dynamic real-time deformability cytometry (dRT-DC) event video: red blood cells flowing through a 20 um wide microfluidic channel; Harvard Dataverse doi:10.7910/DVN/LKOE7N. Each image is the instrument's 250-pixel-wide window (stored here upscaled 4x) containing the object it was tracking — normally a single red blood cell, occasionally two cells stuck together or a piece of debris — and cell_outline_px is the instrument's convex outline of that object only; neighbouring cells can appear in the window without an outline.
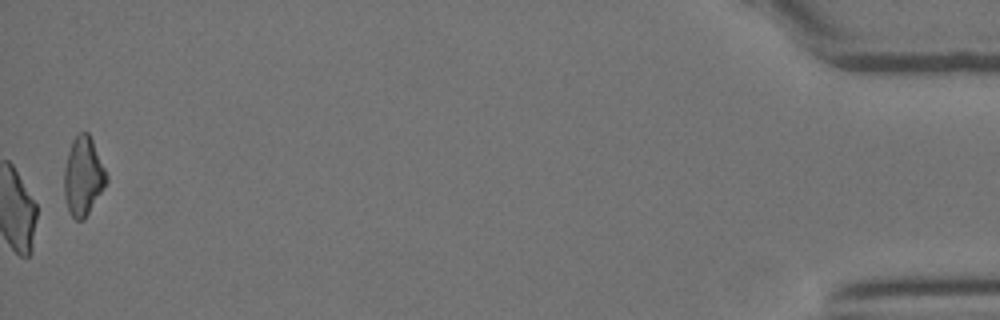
{"species": "Egyptian fruit bat (a non-hibernating species)", "species_latin": "Rousettus aegyptiacus", "temperature_condition": "room temperature", "stored_images_in_passage": 25, "camera_frame_rate_fps": 3000, "um_per_image_px": 0.085, "animal": {"sex": "female"}, "frame": {"image": 1, "passage_image": 25, "time_ms": 8.0, "image_size_px": [1000, 320], "cell_outline_px": [[108, 180], [84, 220], [76, 220], [68, 212], [64, 196], [64, 168], [68, 152], [72, 140], [80, 132], [88, 132], [92, 140], [108, 176]], "centroid_in_image_um": [7.05, 14.99], "position_along_channel_um": 428.1, "area_um2": 19.25}}